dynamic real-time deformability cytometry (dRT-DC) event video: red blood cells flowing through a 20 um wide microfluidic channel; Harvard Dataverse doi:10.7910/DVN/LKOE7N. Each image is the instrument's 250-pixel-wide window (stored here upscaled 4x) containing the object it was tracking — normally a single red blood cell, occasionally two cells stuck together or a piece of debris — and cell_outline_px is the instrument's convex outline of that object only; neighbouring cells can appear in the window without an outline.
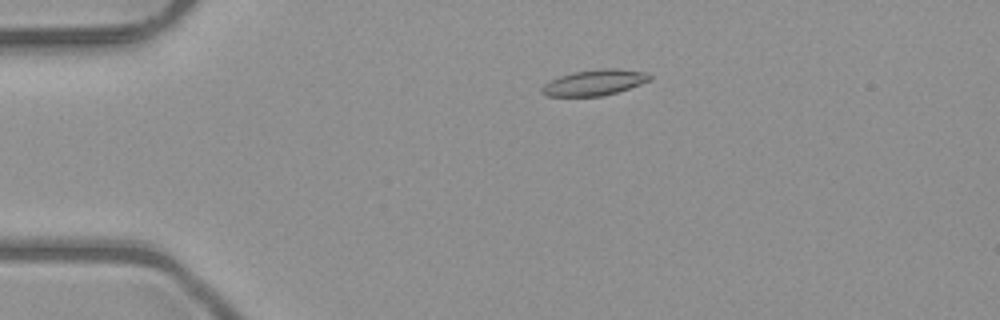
{"species": "common noctule bat (a hibernating species)", "species_latin": "Nyctalus noctula", "temperature_condition": "room temperature", "stored_images_in_passage": 46, "camera_frame_rate_fps": 3000, "um_per_image_px": 0.085, "animal": {"sex": "male", "body_mass_g": 23.1, "forearm_length_mm": 52.7}, "frame": {"image": 1, "passage_image": 6, "time_ms": 1.667, "image_size_px": [1000, 320], "cell_outline_px": [[652, 80], [604, 96], [548, 96], [540, 92], [540, 88], [544, 84], [560, 76], [572, 72], [604, 68], [612, 68], [648, 72], [652, 76]], "centroid_in_image_um": [50.54, 7.01], "position_along_channel_um": 34.5, "area_um2": 16.18}}
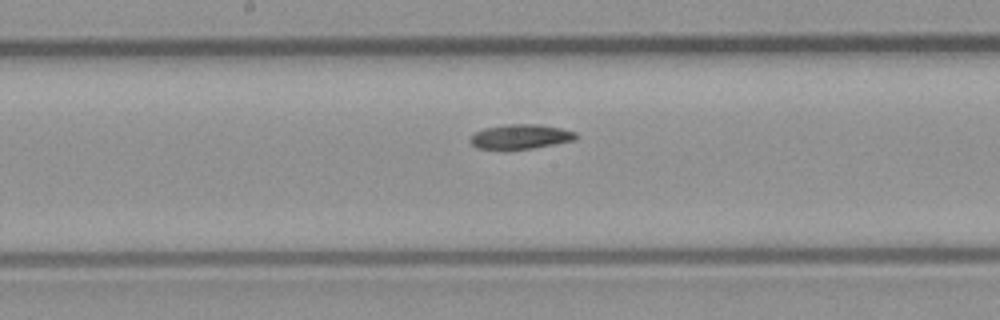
{"frame": {"image": 2, "passage_image": 22, "time_ms": 7.0, "image_size_px": [1000, 320], "cell_outline_px": [[576, 140], [532, 148], [476, 148], [468, 140], [476, 132], [484, 128], [508, 124], [536, 124], [560, 128], [576, 132]], "centroid_in_image_um": [44.25, 11.6], "position_along_channel_um": 204.0, "area_um2": 14.8}}
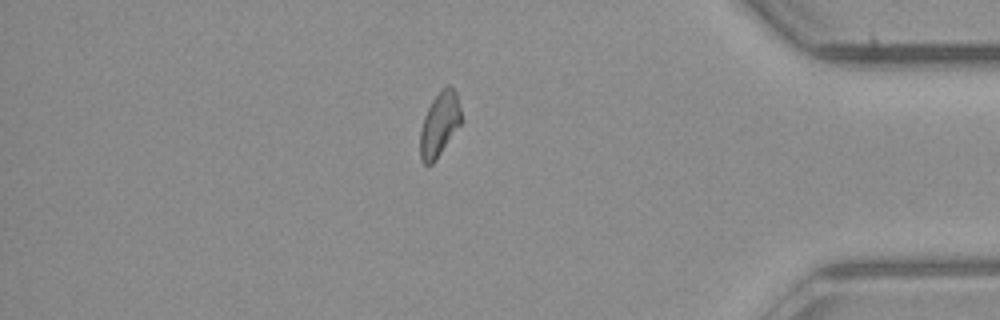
{"frame": {"image": 3, "passage_image": 39, "time_ms": 12.667, "image_size_px": [1000, 320], "cell_outline_px": [[460, 124], [436, 160], [432, 164], [424, 164], [420, 160], [420, 132], [424, 116], [432, 100], [448, 84], [456, 92], [460, 108]], "centroid_in_image_um": [37.33, 10.6], "position_along_channel_um": 397.9, "area_um2": 15.03}}